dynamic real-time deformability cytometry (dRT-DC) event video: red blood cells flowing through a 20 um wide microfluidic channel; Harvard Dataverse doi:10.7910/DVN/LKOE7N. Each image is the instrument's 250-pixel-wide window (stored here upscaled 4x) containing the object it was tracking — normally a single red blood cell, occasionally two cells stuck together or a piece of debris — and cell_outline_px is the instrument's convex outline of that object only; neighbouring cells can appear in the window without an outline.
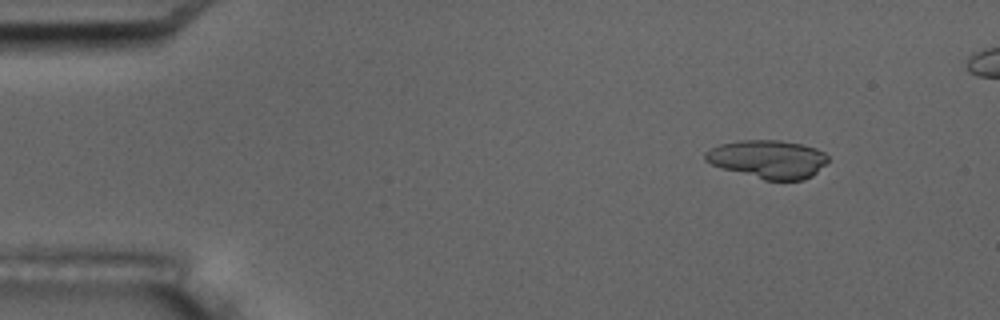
{"species": "common noctule bat (a hibernating species)", "species_latin": "Nyctalus noctula", "temperature_condition": "room temperature", "stored_images_in_passage": 5, "camera_frame_rate_fps": 3000, "um_per_image_px": 0.085, "animal": {"sex": "male", "body_mass_g": 17.5, "forearm_length_mm": 52.3}, "frame": {"image": 1, "passage_image": 2, "time_ms": 1.0, "image_size_px": [1000, 320], "cell_outline_px": [[828, 160], [812, 176], [804, 180], [764, 180], [720, 168], [704, 160], [704, 152], [720, 144], [740, 140], [780, 140], [800, 144], [816, 148], [824, 152], [828, 156]], "centroid_in_image_um": [65.26, 13.53], "position_along_channel_um": 19.7, "area_um2": 27.4}}